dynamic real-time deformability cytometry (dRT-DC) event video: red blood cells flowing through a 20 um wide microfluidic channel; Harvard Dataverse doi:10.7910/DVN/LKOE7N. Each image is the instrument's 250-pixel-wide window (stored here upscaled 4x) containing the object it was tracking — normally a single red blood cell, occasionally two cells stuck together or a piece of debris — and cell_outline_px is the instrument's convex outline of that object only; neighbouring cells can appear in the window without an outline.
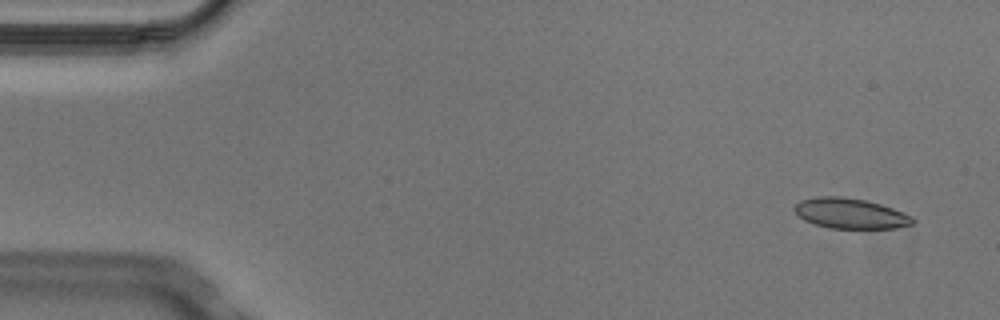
{"species": "Egyptian fruit bat (a non-hibernating species)", "species_latin": "Rousettus aegyptiacus", "temperature_condition": "cold", "stored_images_in_passage": 5, "camera_frame_rate_fps": 3000, "um_per_image_px": 0.085, "animal": {"sex": "male"}, "frame": {"image": 1, "passage_image": 1, "time_ms": 0.0, "image_size_px": [1000, 320], "cell_outline_px": [[916, 220], [912, 224], [896, 228], [828, 228], [804, 220], [792, 208], [800, 200], [820, 196], [840, 196], [864, 200], [880, 204], [892, 208], [912, 216]], "centroid_in_image_um": [72.28, 18.14], "position_along_channel_um": 12.7, "area_um2": 20.75}}
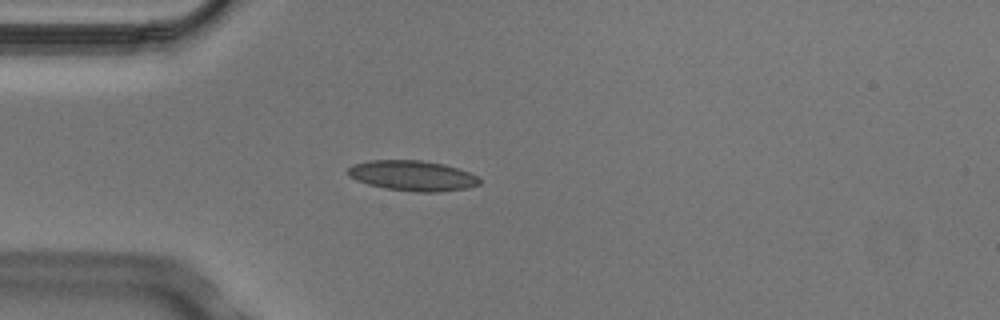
{"frame": {"image": 2, "passage_image": 4, "time_ms": 1.0, "image_size_px": [1000, 320], "cell_outline_px": [[480, 184], [468, 188], [440, 192], [416, 192], [384, 188], [368, 184], [356, 180], [348, 176], [348, 168], [352, 164], [368, 160], [420, 160], [444, 164], [480, 176]], "centroid_in_image_um": [35.06, 14.93], "position_along_channel_um": 49.9, "area_um2": 23.41}}